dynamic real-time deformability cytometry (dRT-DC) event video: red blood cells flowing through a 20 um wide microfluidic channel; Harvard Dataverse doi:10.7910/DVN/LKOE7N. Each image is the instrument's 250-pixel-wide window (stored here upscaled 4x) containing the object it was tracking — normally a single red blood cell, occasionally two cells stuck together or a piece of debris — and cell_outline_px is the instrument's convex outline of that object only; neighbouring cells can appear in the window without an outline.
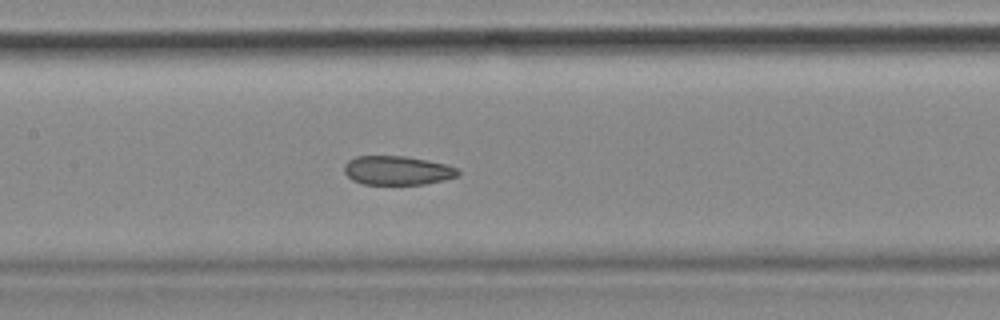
{"species": "common noctule bat (a hibernating species)", "species_latin": "Nyctalus noctula", "temperature_condition": "cold", "stored_images_in_passage": 52, "camera_frame_rate_fps": 3000, "um_per_image_px": 0.085, "animal": {"sex": "female", "body_mass_g": 18.4}, "frame": {"image": 1, "passage_image": 23, "time_ms": 7.333, "image_size_px": [1000, 320], "cell_outline_px": [[460, 176], [444, 180], [424, 184], [364, 184], [352, 180], [344, 172], [344, 164], [348, 160], [356, 156], [404, 156], [428, 160], [444, 164], [456, 168], [460, 172]], "centroid_in_image_um": [33.77, 14.49], "position_along_channel_um": 173.6, "area_um2": 19.25}, "authors_computed_cell_mechanics": {"area_um2": 21.0681, "velocity_mm_per_s": 3.6287, "shape_relaxation_time_tau1_ms": 8.4173, "shape_relaxation_time_tau2_ms": 1.9943, "deformation_change_tau1": 0.0912, "deformation_change_tau2": 0.069}}